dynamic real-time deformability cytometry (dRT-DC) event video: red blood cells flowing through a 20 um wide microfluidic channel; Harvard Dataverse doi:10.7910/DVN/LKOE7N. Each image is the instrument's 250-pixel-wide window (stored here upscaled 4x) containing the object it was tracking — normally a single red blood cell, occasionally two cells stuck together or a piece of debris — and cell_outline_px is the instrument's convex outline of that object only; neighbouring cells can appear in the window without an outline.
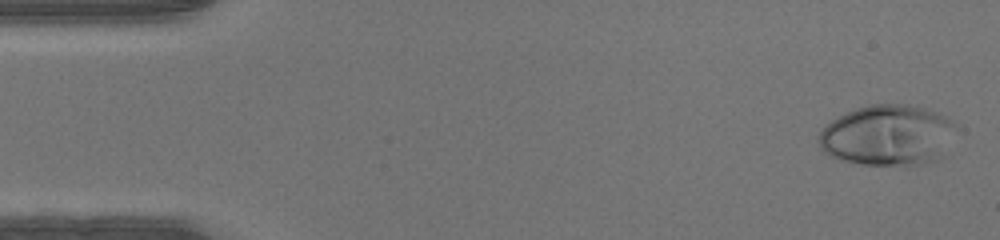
{"species": "human", "species_latin": "Homo sapiens", "temperature_condition": "warm", "stored_images_in_passage": 47, "camera_frame_rate_fps": 3000, "um_per_image_px": 0.085, "donor": {"sex": "male"}, "frame": {"image": 1, "passage_image": 2, "time_ms": 0.333, "image_size_px": [1000, 240], "cell_outline_px": [[956, 128], [940, 160], [920, 164], [864, 164], [840, 160], [824, 152], [820, 144], [820, 132], [832, 120], [856, 108], [868, 104], [908, 104], [924, 108], [936, 112], [952, 120], [956, 124]], "centroid_in_image_um": [75.48, 11.49], "position_along_channel_um": 9.5, "area_um2": 48.15}}
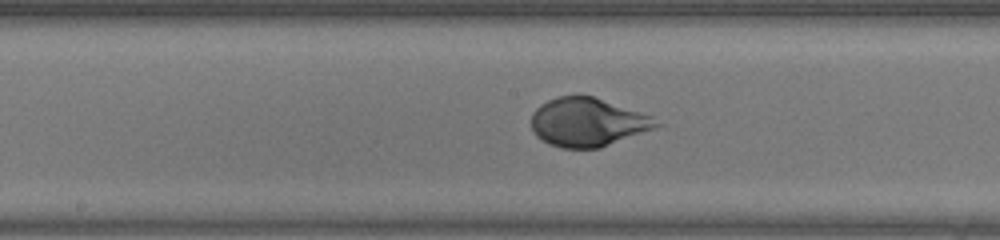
{"frame": {"image": 2, "passage_image": 24, "time_ms": 7.667, "image_size_px": [1000, 240], "cell_outline_px": [[664, 124], [600, 148], [560, 148], [548, 144], [540, 140], [532, 132], [532, 112], [540, 104], [556, 96], [576, 92], [592, 96], [652, 116]], "centroid_in_image_um": [49.89, 10.36], "position_along_channel_um": 198.3, "area_um2": 35.78}}
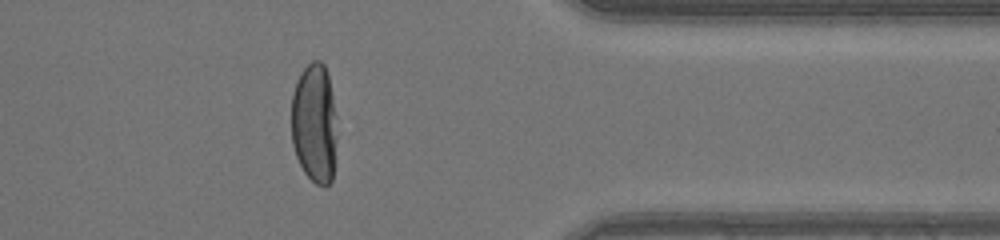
{"frame": {"image": 3, "passage_image": 38, "time_ms": 12.333, "image_size_px": [1000, 240], "cell_outline_px": [[336, 140], [332, 180], [324, 188], [316, 184], [304, 172], [296, 156], [292, 144], [292, 96], [296, 80], [300, 72], [312, 60], [320, 60], [324, 64], [328, 76], [336, 116]], "centroid_in_image_um": [26.72, 10.48], "position_along_channel_um": 384.7, "area_um2": 31.96}}